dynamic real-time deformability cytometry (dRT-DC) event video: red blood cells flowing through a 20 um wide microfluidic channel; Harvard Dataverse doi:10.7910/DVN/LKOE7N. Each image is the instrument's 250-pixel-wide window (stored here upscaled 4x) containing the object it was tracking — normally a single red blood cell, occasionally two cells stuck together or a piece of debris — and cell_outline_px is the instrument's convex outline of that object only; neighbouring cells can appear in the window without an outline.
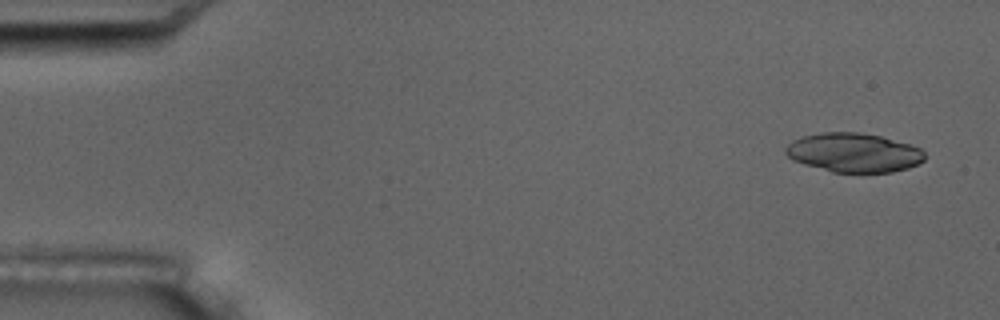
{"species": "common noctule bat (a hibernating species)", "species_latin": "Nyctalus noctula", "temperature_condition": "room temperature", "stored_images_in_passage": 5, "camera_frame_rate_fps": 3000, "um_per_image_px": 0.085, "animal": {"sex": "male", "body_mass_g": 17.5, "forearm_length_mm": 52.3}, "frame": {"image": 1, "passage_image": 1, "time_ms": 0.0, "image_size_px": [1000, 320], "cell_outline_px": [[924, 160], [908, 168], [892, 172], [832, 172], [804, 164], [792, 160], [784, 152], [784, 148], [792, 140], [804, 136], [824, 132], [860, 132], [880, 136], [908, 144], [920, 148], [924, 152]], "centroid_in_image_um": [72.53, 12.97], "position_along_channel_um": 12.5, "area_um2": 31.56}}